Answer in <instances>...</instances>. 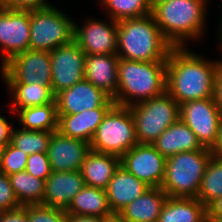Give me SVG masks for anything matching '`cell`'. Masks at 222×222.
I'll use <instances>...</instances> for the list:
<instances>
[{
	"label": "cell",
	"instance_id": "obj_1",
	"mask_svg": "<svg viewBox=\"0 0 222 222\" xmlns=\"http://www.w3.org/2000/svg\"><path fill=\"white\" fill-rule=\"evenodd\" d=\"M217 63L187 46L172 47L167 57L166 92L179 105L214 98Z\"/></svg>",
	"mask_w": 222,
	"mask_h": 222
},
{
	"label": "cell",
	"instance_id": "obj_2",
	"mask_svg": "<svg viewBox=\"0 0 222 222\" xmlns=\"http://www.w3.org/2000/svg\"><path fill=\"white\" fill-rule=\"evenodd\" d=\"M208 0H168L151 7L163 37L173 47H186L204 35Z\"/></svg>",
	"mask_w": 222,
	"mask_h": 222
},
{
	"label": "cell",
	"instance_id": "obj_3",
	"mask_svg": "<svg viewBox=\"0 0 222 222\" xmlns=\"http://www.w3.org/2000/svg\"><path fill=\"white\" fill-rule=\"evenodd\" d=\"M173 46L163 37L152 14L118 21L117 56L131 61H167Z\"/></svg>",
	"mask_w": 222,
	"mask_h": 222
},
{
	"label": "cell",
	"instance_id": "obj_4",
	"mask_svg": "<svg viewBox=\"0 0 222 222\" xmlns=\"http://www.w3.org/2000/svg\"><path fill=\"white\" fill-rule=\"evenodd\" d=\"M166 68L167 61L141 62L119 58L115 104L130 107L162 95L166 91Z\"/></svg>",
	"mask_w": 222,
	"mask_h": 222
},
{
	"label": "cell",
	"instance_id": "obj_5",
	"mask_svg": "<svg viewBox=\"0 0 222 222\" xmlns=\"http://www.w3.org/2000/svg\"><path fill=\"white\" fill-rule=\"evenodd\" d=\"M210 149L180 152L167 157L165 177L160 188L169 197L197 198Z\"/></svg>",
	"mask_w": 222,
	"mask_h": 222
},
{
	"label": "cell",
	"instance_id": "obj_6",
	"mask_svg": "<svg viewBox=\"0 0 222 222\" xmlns=\"http://www.w3.org/2000/svg\"><path fill=\"white\" fill-rule=\"evenodd\" d=\"M136 144L135 121L130 107L115 104L97 127L90 148L121 158Z\"/></svg>",
	"mask_w": 222,
	"mask_h": 222
},
{
	"label": "cell",
	"instance_id": "obj_7",
	"mask_svg": "<svg viewBox=\"0 0 222 222\" xmlns=\"http://www.w3.org/2000/svg\"><path fill=\"white\" fill-rule=\"evenodd\" d=\"M130 110L140 144H152L180 118V105L166 91L160 96L130 106Z\"/></svg>",
	"mask_w": 222,
	"mask_h": 222
},
{
	"label": "cell",
	"instance_id": "obj_8",
	"mask_svg": "<svg viewBox=\"0 0 222 222\" xmlns=\"http://www.w3.org/2000/svg\"><path fill=\"white\" fill-rule=\"evenodd\" d=\"M71 18L54 6L30 10L29 49L51 52L73 41Z\"/></svg>",
	"mask_w": 222,
	"mask_h": 222
},
{
	"label": "cell",
	"instance_id": "obj_9",
	"mask_svg": "<svg viewBox=\"0 0 222 222\" xmlns=\"http://www.w3.org/2000/svg\"><path fill=\"white\" fill-rule=\"evenodd\" d=\"M5 83H41L52 87L50 52L28 49L11 57L0 70Z\"/></svg>",
	"mask_w": 222,
	"mask_h": 222
},
{
	"label": "cell",
	"instance_id": "obj_10",
	"mask_svg": "<svg viewBox=\"0 0 222 222\" xmlns=\"http://www.w3.org/2000/svg\"><path fill=\"white\" fill-rule=\"evenodd\" d=\"M180 119L195 133L204 148L217 139L222 114L214 98L197 99L180 105Z\"/></svg>",
	"mask_w": 222,
	"mask_h": 222
},
{
	"label": "cell",
	"instance_id": "obj_11",
	"mask_svg": "<svg viewBox=\"0 0 222 222\" xmlns=\"http://www.w3.org/2000/svg\"><path fill=\"white\" fill-rule=\"evenodd\" d=\"M167 158L152 144H136L120 158V166L149 187H160Z\"/></svg>",
	"mask_w": 222,
	"mask_h": 222
},
{
	"label": "cell",
	"instance_id": "obj_12",
	"mask_svg": "<svg viewBox=\"0 0 222 222\" xmlns=\"http://www.w3.org/2000/svg\"><path fill=\"white\" fill-rule=\"evenodd\" d=\"M86 54L73 40L50 52L52 90L56 95L84 79Z\"/></svg>",
	"mask_w": 222,
	"mask_h": 222
},
{
	"label": "cell",
	"instance_id": "obj_13",
	"mask_svg": "<svg viewBox=\"0 0 222 222\" xmlns=\"http://www.w3.org/2000/svg\"><path fill=\"white\" fill-rule=\"evenodd\" d=\"M86 20L83 26L74 21L73 40L81 50L86 55L117 54L118 21L111 18L107 22L97 18Z\"/></svg>",
	"mask_w": 222,
	"mask_h": 222
},
{
	"label": "cell",
	"instance_id": "obj_14",
	"mask_svg": "<svg viewBox=\"0 0 222 222\" xmlns=\"http://www.w3.org/2000/svg\"><path fill=\"white\" fill-rule=\"evenodd\" d=\"M30 10L0 12L1 66L14 55L29 49Z\"/></svg>",
	"mask_w": 222,
	"mask_h": 222
},
{
	"label": "cell",
	"instance_id": "obj_15",
	"mask_svg": "<svg viewBox=\"0 0 222 222\" xmlns=\"http://www.w3.org/2000/svg\"><path fill=\"white\" fill-rule=\"evenodd\" d=\"M57 115H72L93 108H112L115 101L83 79L55 96Z\"/></svg>",
	"mask_w": 222,
	"mask_h": 222
},
{
	"label": "cell",
	"instance_id": "obj_16",
	"mask_svg": "<svg viewBox=\"0 0 222 222\" xmlns=\"http://www.w3.org/2000/svg\"><path fill=\"white\" fill-rule=\"evenodd\" d=\"M91 150L90 143L54 131L48 144V158L54 172L81 170L82 164Z\"/></svg>",
	"mask_w": 222,
	"mask_h": 222
},
{
	"label": "cell",
	"instance_id": "obj_17",
	"mask_svg": "<svg viewBox=\"0 0 222 222\" xmlns=\"http://www.w3.org/2000/svg\"><path fill=\"white\" fill-rule=\"evenodd\" d=\"M85 186L80 170L54 172L45 180L41 205L66 210L74 196Z\"/></svg>",
	"mask_w": 222,
	"mask_h": 222
},
{
	"label": "cell",
	"instance_id": "obj_18",
	"mask_svg": "<svg viewBox=\"0 0 222 222\" xmlns=\"http://www.w3.org/2000/svg\"><path fill=\"white\" fill-rule=\"evenodd\" d=\"M118 65L117 54L86 55L84 79L114 100L118 88Z\"/></svg>",
	"mask_w": 222,
	"mask_h": 222
},
{
	"label": "cell",
	"instance_id": "obj_19",
	"mask_svg": "<svg viewBox=\"0 0 222 222\" xmlns=\"http://www.w3.org/2000/svg\"><path fill=\"white\" fill-rule=\"evenodd\" d=\"M148 188H150L148 185L119 166L106 188L110 210L120 212L132 201L139 198Z\"/></svg>",
	"mask_w": 222,
	"mask_h": 222
},
{
	"label": "cell",
	"instance_id": "obj_20",
	"mask_svg": "<svg viewBox=\"0 0 222 222\" xmlns=\"http://www.w3.org/2000/svg\"><path fill=\"white\" fill-rule=\"evenodd\" d=\"M111 108H93L78 114L57 115L58 131L63 135L91 142L99 124Z\"/></svg>",
	"mask_w": 222,
	"mask_h": 222
},
{
	"label": "cell",
	"instance_id": "obj_21",
	"mask_svg": "<svg viewBox=\"0 0 222 222\" xmlns=\"http://www.w3.org/2000/svg\"><path fill=\"white\" fill-rule=\"evenodd\" d=\"M152 145L166 158L180 152L205 149L180 118L163 131Z\"/></svg>",
	"mask_w": 222,
	"mask_h": 222
},
{
	"label": "cell",
	"instance_id": "obj_22",
	"mask_svg": "<svg viewBox=\"0 0 222 222\" xmlns=\"http://www.w3.org/2000/svg\"><path fill=\"white\" fill-rule=\"evenodd\" d=\"M119 166V157L90 150L80 171L86 186L106 190Z\"/></svg>",
	"mask_w": 222,
	"mask_h": 222
},
{
	"label": "cell",
	"instance_id": "obj_23",
	"mask_svg": "<svg viewBox=\"0 0 222 222\" xmlns=\"http://www.w3.org/2000/svg\"><path fill=\"white\" fill-rule=\"evenodd\" d=\"M167 197L160 187H150L119 213L127 222H158Z\"/></svg>",
	"mask_w": 222,
	"mask_h": 222
},
{
	"label": "cell",
	"instance_id": "obj_24",
	"mask_svg": "<svg viewBox=\"0 0 222 222\" xmlns=\"http://www.w3.org/2000/svg\"><path fill=\"white\" fill-rule=\"evenodd\" d=\"M7 86L8 93L11 94V101L7 105L13 114L28 107L56 103L55 94L52 87L41 83H4Z\"/></svg>",
	"mask_w": 222,
	"mask_h": 222
},
{
	"label": "cell",
	"instance_id": "obj_25",
	"mask_svg": "<svg viewBox=\"0 0 222 222\" xmlns=\"http://www.w3.org/2000/svg\"><path fill=\"white\" fill-rule=\"evenodd\" d=\"M158 222H207L206 207L197 198L168 196Z\"/></svg>",
	"mask_w": 222,
	"mask_h": 222
},
{
	"label": "cell",
	"instance_id": "obj_26",
	"mask_svg": "<svg viewBox=\"0 0 222 222\" xmlns=\"http://www.w3.org/2000/svg\"><path fill=\"white\" fill-rule=\"evenodd\" d=\"M112 211L108 205L106 190L84 186L73 198L66 213L104 217Z\"/></svg>",
	"mask_w": 222,
	"mask_h": 222
},
{
	"label": "cell",
	"instance_id": "obj_27",
	"mask_svg": "<svg viewBox=\"0 0 222 222\" xmlns=\"http://www.w3.org/2000/svg\"><path fill=\"white\" fill-rule=\"evenodd\" d=\"M16 115L22 129L51 132L58 130L56 103L24 108Z\"/></svg>",
	"mask_w": 222,
	"mask_h": 222
},
{
	"label": "cell",
	"instance_id": "obj_28",
	"mask_svg": "<svg viewBox=\"0 0 222 222\" xmlns=\"http://www.w3.org/2000/svg\"><path fill=\"white\" fill-rule=\"evenodd\" d=\"M21 206L42 204L45 181L21 171L8 176Z\"/></svg>",
	"mask_w": 222,
	"mask_h": 222
},
{
	"label": "cell",
	"instance_id": "obj_29",
	"mask_svg": "<svg viewBox=\"0 0 222 222\" xmlns=\"http://www.w3.org/2000/svg\"><path fill=\"white\" fill-rule=\"evenodd\" d=\"M222 196V158L212 156L203 175L197 199L207 207Z\"/></svg>",
	"mask_w": 222,
	"mask_h": 222
},
{
	"label": "cell",
	"instance_id": "obj_30",
	"mask_svg": "<svg viewBox=\"0 0 222 222\" xmlns=\"http://www.w3.org/2000/svg\"><path fill=\"white\" fill-rule=\"evenodd\" d=\"M52 133L51 131L25 130L20 127H13L11 143L28 156L33 153H47Z\"/></svg>",
	"mask_w": 222,
	"mask_h": 222
},
{
	"label": "cell",
	"instance_id": "obj_31",
	"mask_svg": "<svg viewBox=\"0 0 222 222\" xmlns=\"http://www.w3.org/2000/svg\"><path fill=\"white\" fill-rule=\"evenodd\" d=\"M106 7L107 17L115 21L151 14L149 0H99Z\"/></svg>",
	"mask_w": 222,
	"mask_h": 222
},
{
	"label": "cell",
	"instance_id": "obj_32",
	"mask_svg": "<svg viewBox=\"0 0 222 222\" xmlns=\"http://www.w3.org/2000/svg\"><path fill=\"white\" fill-rule=\"evenodd\" d=\"M28 155L11 142L1 149L2 173L8 176L26 169Z\"/></svg>",
	"mask_w": 222,
	"mask_h": 222
},
{
	"label": "cell",
	"instance_id": "obj_33",
	"mask_svg": "<svg viewBox=\"0 0 222 222\" xmlns=\"http://www.w3.org/2000/svg\"><path fill=\"white\" fill-rule=\"evenodd\" d=\"M66 210L41 204L27 205L29 222H66Z\"/></svg>",
	"mask_w": 222,
	"mask_h": 222
},
{
	"label": "cell",
	"instance_id": "obj_34",
	"mask_svg": "<svg viewBox=\"0 0 222 222\" xmlns=\"http://www.w3.org/2000/svg\"><path fill=\"white\" fill-rule=\"evenodd\" d=\"M26 172L41 180H46L52 173L47 153H33L28 156Z\"/></svg>",
	"mask_w": 222,
	"mask_h": 222
},
{
	"label": "cell",
	"instance_id": "obj_35",
	"mask_svg": "<svg viewBox=\"0 0 222 222\" xmlns=\"http://www.w3.org/2000/svg\"><path fill=\"white\" fill-rule=\"evenodd\" d=\"M20 207L8 175L0 173V212L12 211Z\"/></svg>",
	"mask_w": 222,
	"mask_h": 222
},
{
	"label": "cell",
	"instance_id": "obj_36",
	"mask_svg": "<svg viewBox=\"0 0 222 222\" xmlns=\"http://www.w3.org/2000/svg\"><path fill=\"white\" fill-rule=\"evenodd\" d=\"M8 9L35 10L53 6L47 0H5Z\"/></svg>",
	"mask_w": 222,
	"mask_h": 222
},
{
	"label": "cell",
	"instance_id": "obj_37",
	"mask_svg": "<svg viewBox=\"0 0 222 222\" xmlns=\"http://www.w3.org/2000/svg\"><path fill=\"white\" fill-rule=\"evenodd\" d=\"M0 222H29L27 217V205L12 211L0 212Z\"/></svg>",
	"mask_w": 222,
	"mask_h": 222
},
{
	"label": "cell",
	"instance_id": "obj_38",
	"mask_svg": "<svg viewBox=\"0 0 222 222\" xmlns=\"http://www.w3.org/2000/svg\"><path fill=\"white\" fill-rule=\"evenodd\" d=\"M12 129L13 123H9L7 118L0 115V149L4 148L11 142Z\"/></svg>",
	"mask_w": 222,
	"mask_h": 222
},
{
	"label": "cell",
	"instance_id": "obj_39",
	"mask_svg": "<svg viewBox=\"0 0 222 222\" xmlns=\"http://www.w3.org/2000/svg\"><path fill=\"white\" fill-rule=\"evenodd\" d=\"M214 99L222 114V61L218 60L215 78Z\"/></svg>",
	"mask_w": 222,
	"mask_h": 222
},
{
	"label": "cell",
	"instance_id": "obj_40",
	"mask_svg": "<svg viewBox=\"0 0 222 222\" xmlns=\"http://www.w3.org/2000/svg\"><path fill=\"white\" fill-rule=\"evenodd\" d=\"M206 211L207 217H222V196L212 201Z\"/></svg>",
	"mask_w": 222,
	"mask_h": 222
},
{
	"label": "cell",
	"instance_id": "obj_41",
	"mask_svg": "<svg viewBox=\"0 0 222 222\" xmlns=\"http://www.w3.org/2000/svg\"><path fill=\"white\" fill-rule=\"evenodd\" d=\"M66 222H102V217L90 215L66 214Z\"/></svg>",
	"mask_w": 222,
	"mask_h": 222
},
{
	"label": "cell",
	"instance_id": "obj_42",
	"mask_svg": "<svg viewBox=\"0 0 222 222\" xmlns=\"http://www.w3.org/2000/svg\"><path fill=\"white\" fill-rule=\"evenodd\" d=\"M213 156L222 158V120L219 124V129L217 133V139L215 141V144L210 149Z\"/></svg>",
	"mask_w": 222,
	"mask_h": 222
},
{
	"label": "cell",
	"instance_id": "obj_43",
	"mask_svg": "<svg viewBox=\"0 0 222 222\" xmlns=\"http://www.w3.org/2000/svg\"><path fill=\"white\" fill-rule=\"evenodd\" d=\"M102 222H127L119 212H111L102 217Z\"/></svg>",
	"mask_w": 222,
	"mask_h": 222
},
{
	"label": "cell",
	"instance_id": "obj_44",
	"mask_svg": "<svg viewBox=\"0 0 222 222\" xmlns=\"http://www.w3.org/2000/svg\"><path fill=\"white\" fill-rule=\"evenodd\" d=\"M217 26L220 27V28H219V33H218V34L220 35V36L218 37V39H219V40H218V41H219V42H218V43H219L218 45H220L219 47L222 48V47H221V46H222V24L220 23V24L217 25ZM221 50H222V49H221ZM220 60L222 61V59H220Z\"/></svg>",
	"mask_w": 222,
	"mask_h": 222
},
{
	"label": "cell",
	"instance_id": "obj_45",
	"mask_svg": "<svg viewBox=\"0 0 222 222\" xmlns=\"http://www.w3.org/2000/svg\"><path fill=\"white\" fill-rule=\"evenodd\" d=\"M207 222H222V217H207Z\"/></svg>",
	"mask_w": 222,
	"mask_h": 222
},
{
	"label": "cell",
	"instance_id": "obj_46",
	"mask_svg": "<svg viewBox=\"0 0 222 222\" xmlns=\"http://www.w3.org/2000/svg\"><path fill=\"white\" fill-rule=\"evenodd\" d=\"M6 9H8V7L6 5V1L5 0H0V12L5 11Z\"/></svg>",
	"mask_w": 222,
	"mask_h": 222
},
{
	"label": "cell",
	"instance_id": "obj_47",
	"mask_svg": "<svg viewBox=\"0 0 222 222\" xmlns=\"http://www.w3.org/2000/svg\"><path fill=\"white\" fill-rule=\"evenodd\" d=\"M168 0H149L150 6L152 7L156 3L164 2Z\"/></svg>",
	"mask_w": 222,
	"mask_h": 222
},
{
	"label": "cell",
	"instance_id": "obj_48",
	"mask_svg": "<svg viewBox=\"0 0 222 222\" xmlns=\"http://www.w3.org/2000/svg\"><path fill=\"white\" fill-rule=\"evenodd\" d=\"M0 173H2V166H1V149H0Z\"/></svg>",
	"mask_w": 222,
	"mask_h": 222
}]
</instances>
